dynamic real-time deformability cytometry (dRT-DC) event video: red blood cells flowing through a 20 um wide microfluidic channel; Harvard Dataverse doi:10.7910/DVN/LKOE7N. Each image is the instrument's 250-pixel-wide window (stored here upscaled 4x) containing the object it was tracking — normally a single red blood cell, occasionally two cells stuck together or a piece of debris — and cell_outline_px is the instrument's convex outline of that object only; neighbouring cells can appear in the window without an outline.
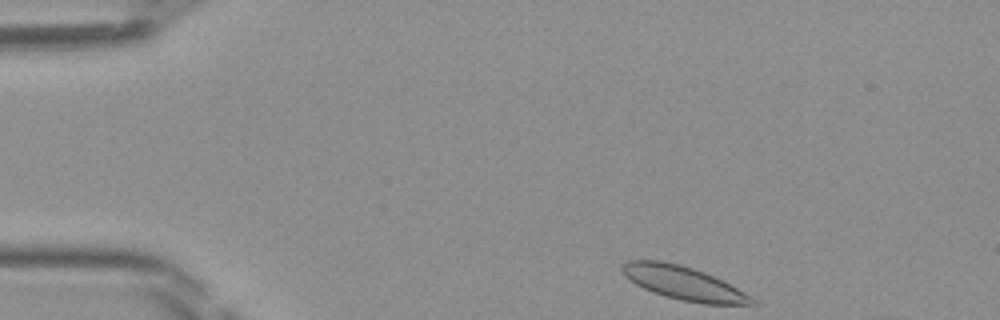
{"species": "Egyptian fruit bat (a non-hibernating species)", "species_latin": "Rousettus aegyptiacus", "temperature_condition": "room temperature", "stored_images_in_passage": 9, "camera_frame_rate_fps": 3000, "um_per_image_px": 0.085, "frame": {"image": 1, "passage_image": 1, "time_ms": 0.0, "image_size_px": [1000, 320], "cell_outline_px": [[756, 304], [704, 304], [680, 300], [664, 296], [644, 288], [636, 284], [624, 276], [620, 268], [620, 264], [628, 260], [660, 260], [680, 264], [704, 272], [744, 292], [756, 300]], "centroid_in_image_um": [58.03, 24.05], "position_along_channel_um": 27.0, "area_um2": 25.14}}